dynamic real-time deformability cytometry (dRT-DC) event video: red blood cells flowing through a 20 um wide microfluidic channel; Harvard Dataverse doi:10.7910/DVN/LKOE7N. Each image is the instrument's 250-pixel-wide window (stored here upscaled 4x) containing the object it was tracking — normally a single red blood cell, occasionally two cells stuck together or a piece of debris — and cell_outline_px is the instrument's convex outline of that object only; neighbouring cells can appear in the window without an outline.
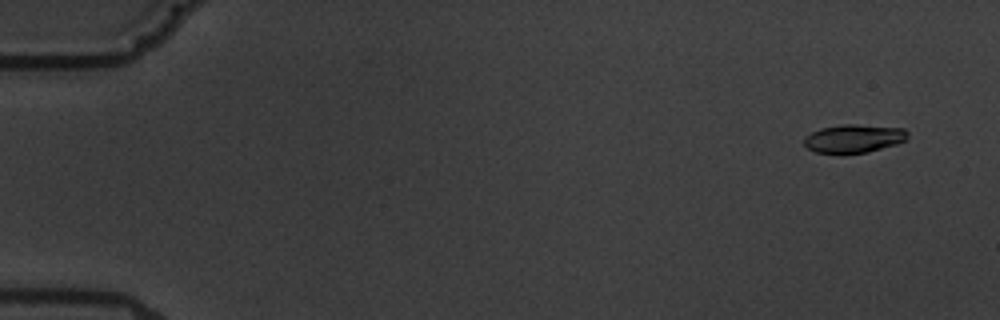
{"species": "common noctule bat (a hibernating species)", "species_latin": "Nyctalus noctula", "temperature_condition": "warm", "stored_images_in_passage": 6, "camera_frame_rate_fps": 3000, "um_per_image_px": 0.085, "animal": {"sex": "male", "body_mass_g": 19.5, "forearm_length_mm": 54.6}, "frame": {"image": 1, "passage_image": 2, "time_ms": 1.0, "image_size_px": [1000, 320], "cell_outline_px": [[908, 136], [904, 140], [896, 144], [868, 152], [816, 152], [808, 148], [804, 144], [804, 136], [820, 128], [840, 124], [856, 124], [904, 128], [908, 132]], "centroid_in_image_um": [72.57, 11.74], "position_along_channel_um": 12.4, "area_um2": 16.88}}
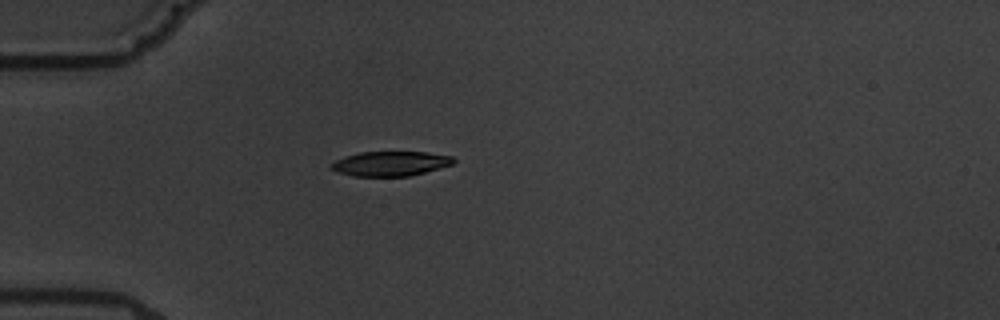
{"frame": {"image": 2, "passage_image": 5, "time_ms": 5.667, "image_size_px": [1000, 320], "cell_outline_px": [[456, 160], [452, 164], [424, 172], [408, 176], [356, 176], [336, 172], [332, 168], [332, 164], [336, 160], [344, 156], [360, 152], [424, 152], [452, 156]], "centroid_in_image_um": [33.18, 13.9], "position_along_channel_um": 51.8, "area_um2": 17.34}}